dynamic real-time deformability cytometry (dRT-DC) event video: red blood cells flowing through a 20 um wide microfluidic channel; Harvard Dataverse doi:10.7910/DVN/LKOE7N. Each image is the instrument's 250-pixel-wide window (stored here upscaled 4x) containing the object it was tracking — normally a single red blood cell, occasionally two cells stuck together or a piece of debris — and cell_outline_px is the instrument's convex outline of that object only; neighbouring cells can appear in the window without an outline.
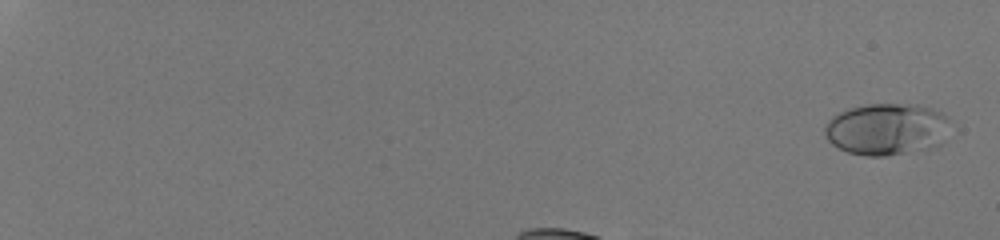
{"species": "human", "species_latin": "Homo sapiens", "temperature_condition": "room temperature", "stored_images_in_passage": 44, "camera_frame_rate_fps": 3000, "um_per_image_px": 0.085, "donor": {"sex": "male"}, "frame": {"image": 1, "passage_image": 2, "time_ms": 0.333, "image_size_px": [1000, 240], "cell_outline_px": [[948, 120], [940, 144], [936, 148], [884, 156], [864, 156], [848, 152], [832, 144], [828, 140], [824, 132], [824, 128], [828, 120], [832, 116], [848, 108], [868, 104], [916, 104], [932, 108], [944, 112]], "centroid_in_image_um": [75.35, 10.98], "position_along_channel_um": 9.7, "area_um2": 37.97}}
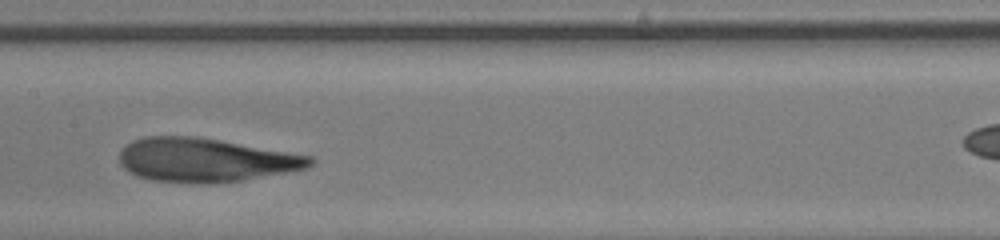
{"frame": {"image": 2, "passage_image": 29, "time_ms": 9.333, "image_size_px": [1000, 240], "cell_outline_px": [[316, 160], [312, 164], [304, 168], [244, 180], [212, 184], [152, 180], [136, 176], [128, 172], [120, 164], [120, 152], [132, 140], [144, 136], [200, 136], [312, 156]], "centroid_in_image_um": [17.44, 13.59], "position_along_channel_um": 190.0, "area_um2": 48.67}}
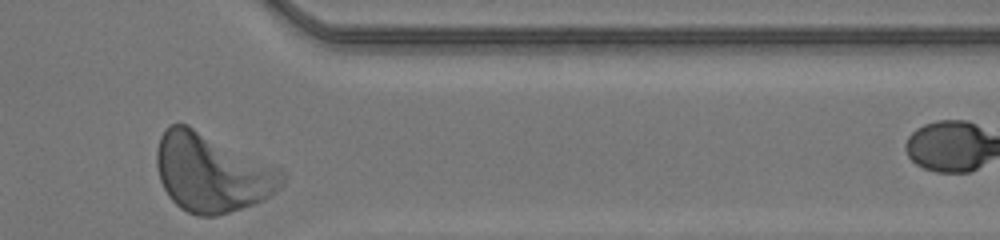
{"frame": {"image": 3, "passage_image": 44, "time_ms": 14.333, "image_size_px": [1000, 240], "cell_outline_px": [[288, 176], [280, 188], [276, 192], [264, 200], [216, 216], [200, 216], [188, 212], [180, 208], [168, 196], [160, 180], [156, 164], [156, 148], [160, 136], [164, 128], [168, 124], [188, 124], [280, 168]], "centroid_in_image_um": [18.0, 14.66], "position_along_channel_um": 393.4, "area_um2": 57.68}, "authors_computed_cell_mechanics": {"area_um2": 48.1763, "velocity_mm_per_s": 4.1226, "shape_relaxation_time_tau1_ms": 2.4968, "shape_relaxation_time_tau2_ms": 0.9713, "deformation_change_tau1": 0.1603, "deformation_change_tau2": 0.0813}}